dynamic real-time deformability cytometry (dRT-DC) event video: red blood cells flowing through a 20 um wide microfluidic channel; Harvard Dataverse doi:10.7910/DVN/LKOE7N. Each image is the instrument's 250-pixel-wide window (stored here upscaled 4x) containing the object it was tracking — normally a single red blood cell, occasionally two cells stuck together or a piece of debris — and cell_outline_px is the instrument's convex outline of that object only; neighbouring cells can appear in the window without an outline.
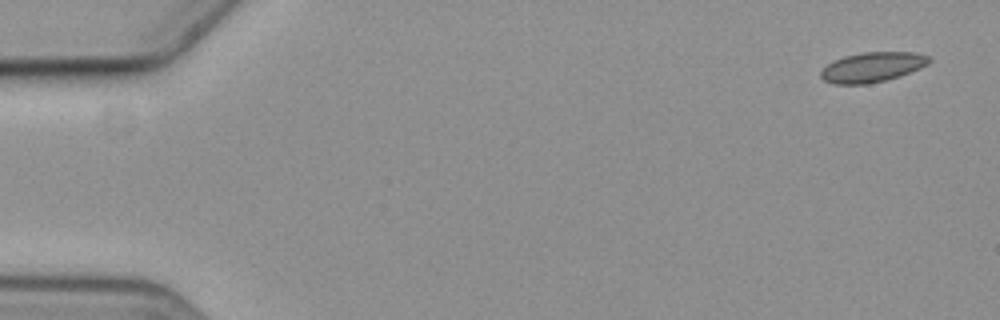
{"species": "common noctule bat (a hibernating species)", "species_latin": "Nyctalus noctula", "temperature_condition": "cold", "stored_images_in_passage": 57, "camera_frame_rate_fps": 3000, "um_per_image_px": 0.085, "animal": {"sex": "female", "body_mass_g": 19.3, "forearm_length_mm": 54.1}, "frame": {"image": 1, "passage_image": 1, "time_ms": 0.0, "image_size_px": [1000, 320], "cell_outline_px": [[932, 60], [928, 64], [920, 68], [900, 76], [868, 84], [832, 84], [824, 80], [820, 76], [820, 72], [832, 60], [844, 56], [860, 52], [916, 52], [928, 56]], "centroid_in_image_um": [74.14, 5.7], "position_along_channel_um": 10.9, "area_um2": 18.96}}
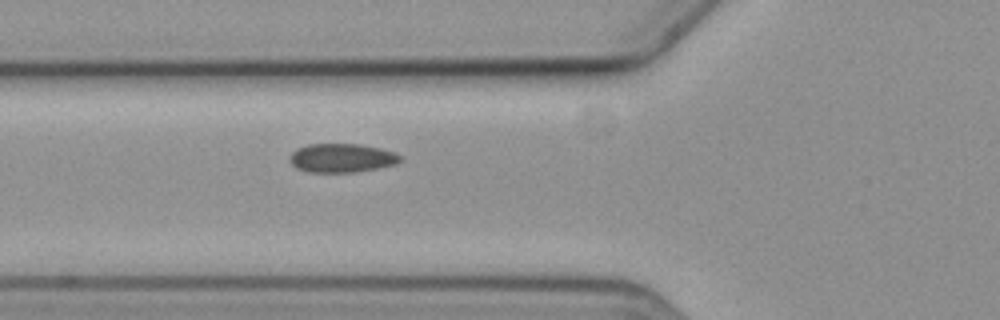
{"frame": {"image": 2, "passage_image": 20, "time_ms": 6.333, "image_size_px": [1000, 320], "cell_outline_px": [[404, 160], [396, 164], [376, 168], [352, 172], [308, 172], [296, 168], [288, 160], [288, 156], [296, 148], [308, 144], [360, 144], [380, 148], [396, 152]], "centroid_in_image_um": [29.03, 13.42], "position_along_channel_um": 96.8, "area_um2": 18.73}}
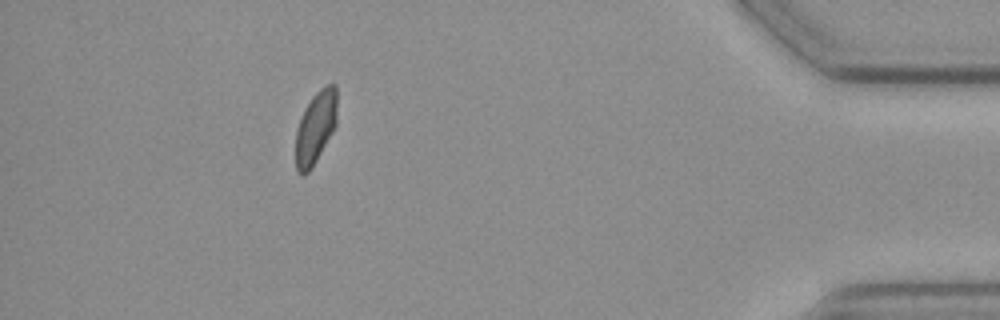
{"frame": {"image": 3, "passage_image": 51, "time_ms": 16.667, "image_size_px": [1000, 320], "cell_outline_px": [[336, 124], [332, 132], [312, 168], [304, 176], [296, 172], [296, 132], [304, 108], [312, 96], [320, 88], [328, 84], [336, 84]], "centroid_in_image_um": [26.81, 10.84], "position_along_channel_um": 408.4, "area_um2": 17.4}, "authors_computed_cell_mechanics": {"area_um2": 18.6694, "velocity_mm_per_s": 3.5603, "shape_relaxation_time_tau1_ms": 6.955, "shape_relaxation_time_tau2_ms": 1.1138, "deformation_change_tau1": 0.0985, "deformation_change_tau2": 0.04}}